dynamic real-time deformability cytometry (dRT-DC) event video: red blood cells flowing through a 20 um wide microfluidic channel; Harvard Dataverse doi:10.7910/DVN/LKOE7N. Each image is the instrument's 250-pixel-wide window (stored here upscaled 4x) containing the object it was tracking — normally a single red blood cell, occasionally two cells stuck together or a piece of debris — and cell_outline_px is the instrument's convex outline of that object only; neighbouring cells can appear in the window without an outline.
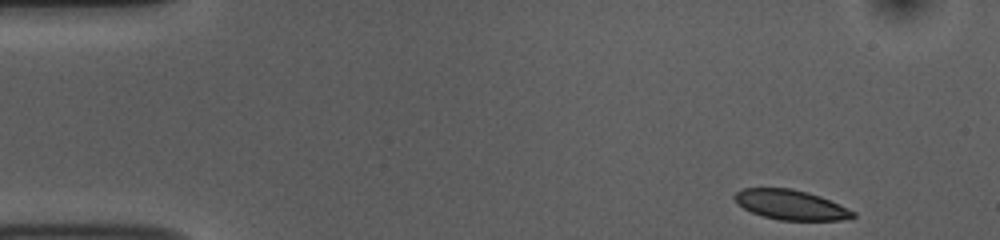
{"species": "common noctule bat (a hibernating species)", "species_latin": "Nyctalus noctula", "temperature_condition": "room temperature", "stored_images_in_passage": 49, "camera_frame_rate_fps": 3000, "um_per_image_px": 0.085, "animal": {"sex": "female", "body_mass_g": 10.0, "forearm_length_mm": 53.1}, "frame": {"image": 1, "passage_image": 1, "time_ms": 0.0, "image_size_px": [1000, 240], "cell_outline_px": [[856, 216], [840, 220], [780, 220], [764, 216], [752, 212], [744, 208], [732, 196], [736, 192], [744, 188], [792, 188], [808, 192], [820, 196], [856, 212]], "centroid_in_image_um": [67.22, 17.4], "position_along_channel_um": 17.8, "area_um2": 20.35}}
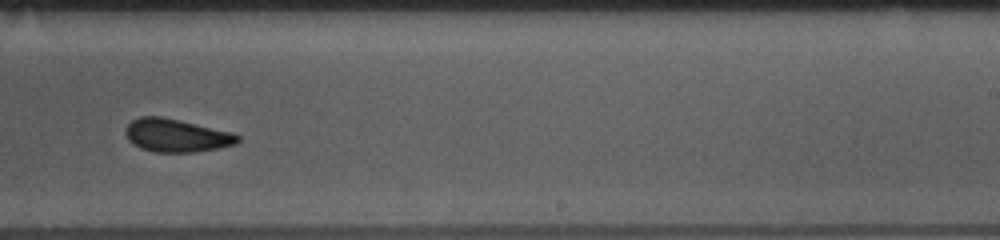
{"frame": {"image": 2, "passage_image": 29, "time_ms": 9.333, "image_size_px": [1000, 240], "cell_outline_px": [[240, 140], [236, 144], [216, 148], [192, 152], [156, 152], [140, 148], [132, 144], [128, 140], [124, 132], [124, 128], [132, 120], [140, 116], [160, 116], [232, 132], [240, 136]], "centroid_in_image_um": [14.95, 11.51], "position_along_channel_um": 274.1, "area_um2": 21.56}}
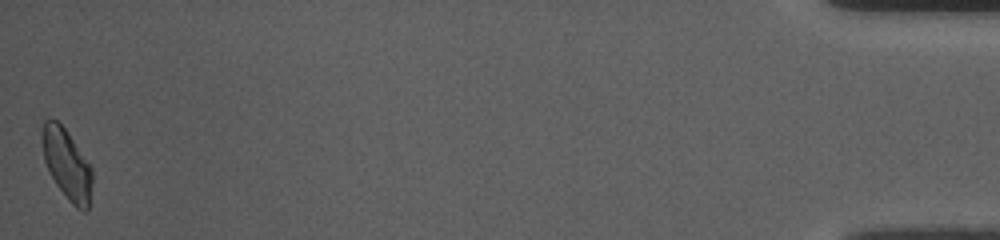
{"frame": {"image": 3, "passage_image": 49, "time_ms": 16.0, "image_size_px": [1000, 240], "cell_outline_px": [[92, 180], [88, 208], [84, 212], [76, 208], [68, 200], [56, 184], [48, 172], [44, 160], [40, 136], [40, 132], [44, 120], [56, 120], [64, 128], [92, 168]], "centroid_in_image_um": [5.64, 13.97], "position_along_channel_um": 429.6, "area_um2": 20.46}, "authors_computed_cell_mechanics": {"area_um2": 21.386, "velocity_mm_per_s": 3.7372, "shape_relaxation_time_tau1_ms": 4.1247, "shape_relaxation_time_tau2_ms": 3.8815, "deformation_change_tau1": 0.1123, "deformation_change_tau2": 0.0848}}